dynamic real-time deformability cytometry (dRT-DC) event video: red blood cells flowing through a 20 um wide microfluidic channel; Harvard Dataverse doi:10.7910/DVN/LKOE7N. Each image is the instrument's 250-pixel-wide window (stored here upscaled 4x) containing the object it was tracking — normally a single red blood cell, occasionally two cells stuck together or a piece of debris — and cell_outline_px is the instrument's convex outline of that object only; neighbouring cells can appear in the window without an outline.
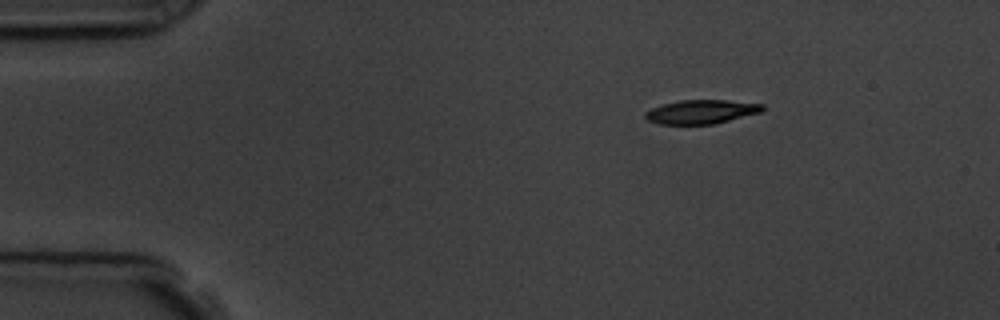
{"species": "common noctule bat (a hibernating species)", "species_latin": "Nyctalus noctula", "temperature_condition": "room temperature", "stored_images_in_passage": 5, "camera_frame_rate_fps": 3000, "um_per_image_px": 0.085, "animal": {"sex": "male", "body_mass_g": 19.5, "forearm_length_mm": 54.6}, "frame": {"image": 1, "passage_image": 1, "time_ms": 0.0, "image_size_px": [1000, 320], "cell_outline_px": [[764, 108], [760, 112], [716, 124], [660, 124], [648, 120], [644, 116], [644, 112], [652, 108], [664, 104], [680, 100], [724, 100], [764, 104]], "centroid_in_image_um": [59.6, 9.5], "position_along_channel_um": 25.4, "area_um2": 16.24}}
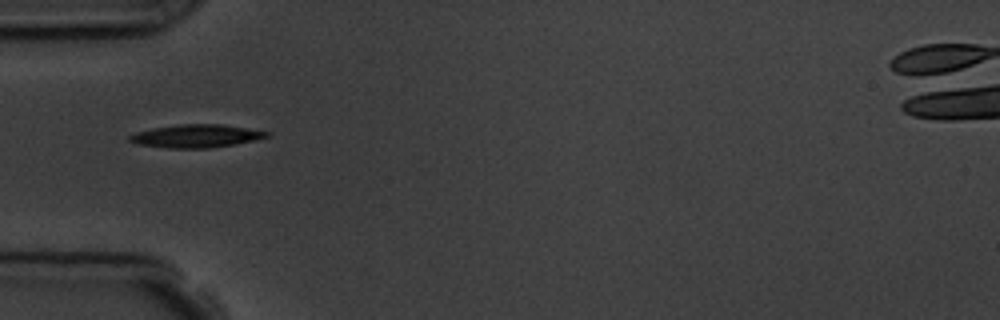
{"frame": {"image": 2, "passage_image": 3, "time_ms": 3.0, "image_size_px": [1000, 320], "cell_outline_px": [[272, 132], [268, 136], [256, 140], [236, 144], [212, 148], [168, 148], [140, 144], [128, 140], [128, 136], [136, 132], [152, 128], [180, 124], [220, 124]], "centroid_in_image_um": [16.7, 11.56], "position_along_channel_um": 68.3, "area_um2": 18.38}}